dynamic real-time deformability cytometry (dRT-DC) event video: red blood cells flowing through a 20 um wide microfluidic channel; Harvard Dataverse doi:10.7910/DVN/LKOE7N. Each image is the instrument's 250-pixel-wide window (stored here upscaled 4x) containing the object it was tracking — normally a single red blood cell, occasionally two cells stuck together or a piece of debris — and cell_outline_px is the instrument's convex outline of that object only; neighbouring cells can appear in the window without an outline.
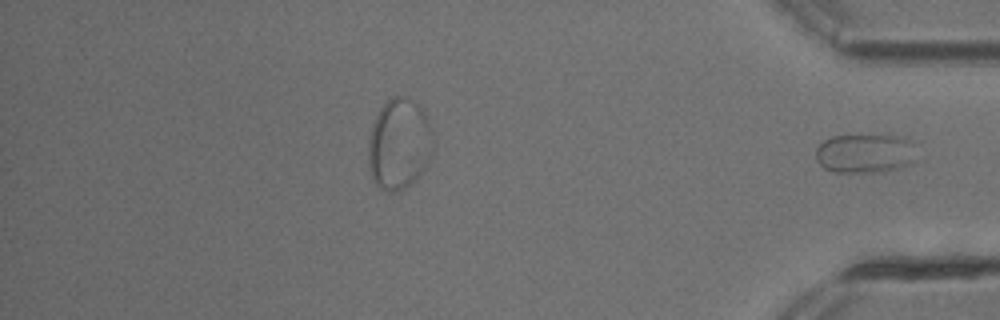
{"species": "common noctule bat (a hibernating species)", "species_latin": "Nyctalus noctula", "temperature_condition": "cold", "stored_images_in_passage": 46, "segment_of_instrument_passage": [2, 2], "camera_frame_rate_fps": 3000, "um_per_image_px": 0.085, "animal": {"sex": "male", "body_mass_g": 13.3}, "frame": {"image": 1, "passage_image": 46, "time_ms": 15.0, "image_size_px": [1000, 320], "cell_outline_px": [[912, 164], [900, 168], [884, 172], [836, 172], [824, 168], [816, 160], [816, 148], [824, 140], [832, 136], [896, 136], [912, 140]], "centroid_in_image_um": [73.49, 13.06], "position_along_channel_um": 361.7, "area_um2": 22.77}}